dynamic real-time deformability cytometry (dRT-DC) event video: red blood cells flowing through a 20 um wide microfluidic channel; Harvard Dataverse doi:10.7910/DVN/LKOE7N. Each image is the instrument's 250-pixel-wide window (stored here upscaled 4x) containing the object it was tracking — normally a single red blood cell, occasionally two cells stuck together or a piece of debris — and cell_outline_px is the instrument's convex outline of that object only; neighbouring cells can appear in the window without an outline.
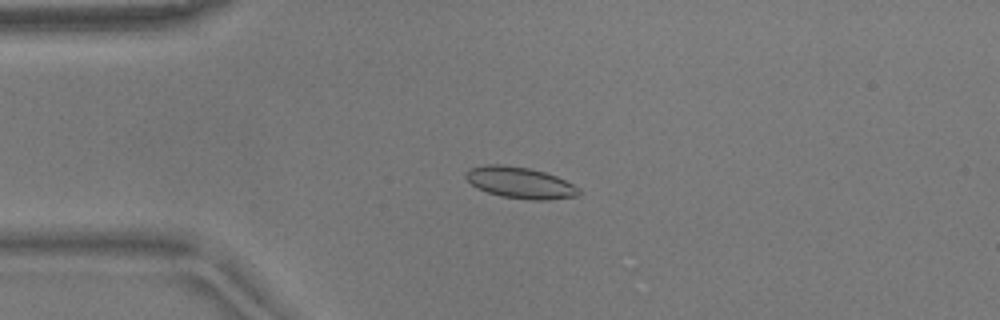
{"species": "common noctule bat (a hibernating species)", "species_latin": "Nyctalus noctula", "temperature_condition": "warm", "stored_images_in_passage": 54, "camera_frame_rate_fps": 3000, "um_per_image_px": 0.085, "animal": {"sex": "male", "body_mass_g": 17.9}, "frame": {"image": 1, "passage_image": 12, "time_ms": 3.667, "image_size_px": [1000, 320], "cell_outline_px": [[580, 196], [548, 200], [532, 200], [500, 196], [476, 188], [464, 176], [464, 172], [468, 168], [484, 164], [500, 164], [528, 168], [544, 172], [556, 176], [580, 188]], "centroid_in_image_um": [44.19, 15.53], "position_along_channel_um": 40.8, "area_um2": 20.81}}
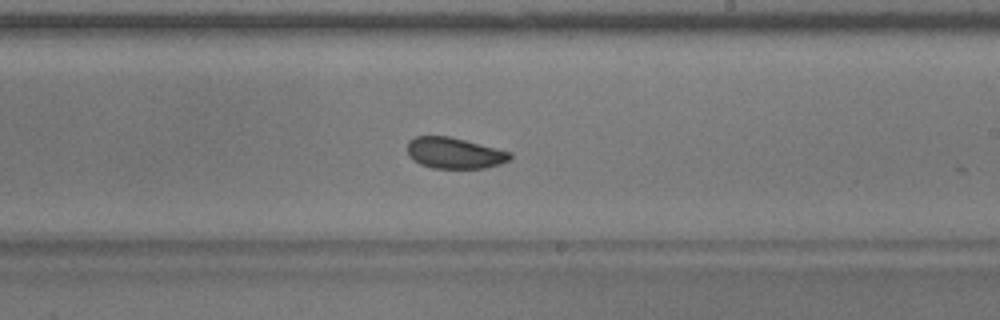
{"frame": {"image": 2, "passage_image": 31, "time_ms": 10.0, "image_size_px": [1000, 320], "cell_outline_px": [[512, 156], [508, 160], [500, 164], [484, 168], [432, 168], [420, 164], [408, 152], [408, 140], [416, 136], [448, 136], [512, 152]], "centroid_in_image_um": [38.64, 13.01], "position_along_channel_um": 250.4, "area_um2": 18.32}}
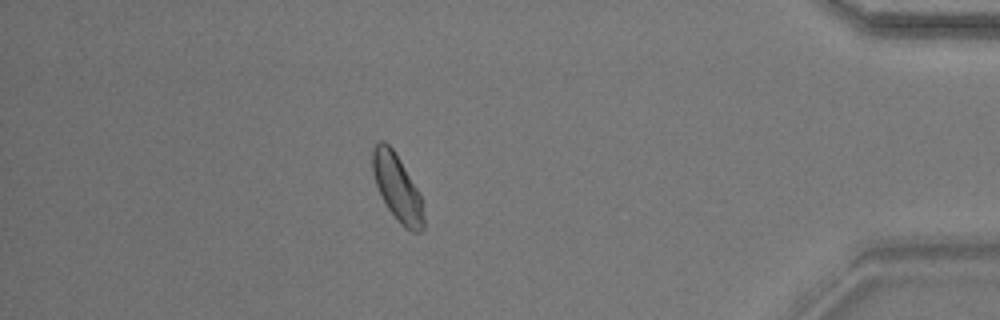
{"frame": {"image": 3, "passage_image": 47, "time_ms": 15.333, "image_size_px": [1000, 320], "cell_outline_px": [[424, 228], [420, 232], [412, 232], [404, 228], [400, 224], [388, 208], [376, 184], [372, 172], [372, 148], [380, 140], [384, 140], [392, 148], [416, 188], [420, 196], [424, 216]], "centroid_in_image_um": [33.75, 15.97], "position_along_channel_um": 401.4, "area_um2": 19.42}, "authors_computed_cell_mechanics": {"area_um2": 19.4497, "velocity_mm_per_s": 3.6583, "shape_relaxation_time_tau1_ms": 3.5225, "shape_relaxation_time_tau2_ms": 2.6484, "deformation_change_tau1": 0.0695, "deformation_change_tau2": 0.0564}}